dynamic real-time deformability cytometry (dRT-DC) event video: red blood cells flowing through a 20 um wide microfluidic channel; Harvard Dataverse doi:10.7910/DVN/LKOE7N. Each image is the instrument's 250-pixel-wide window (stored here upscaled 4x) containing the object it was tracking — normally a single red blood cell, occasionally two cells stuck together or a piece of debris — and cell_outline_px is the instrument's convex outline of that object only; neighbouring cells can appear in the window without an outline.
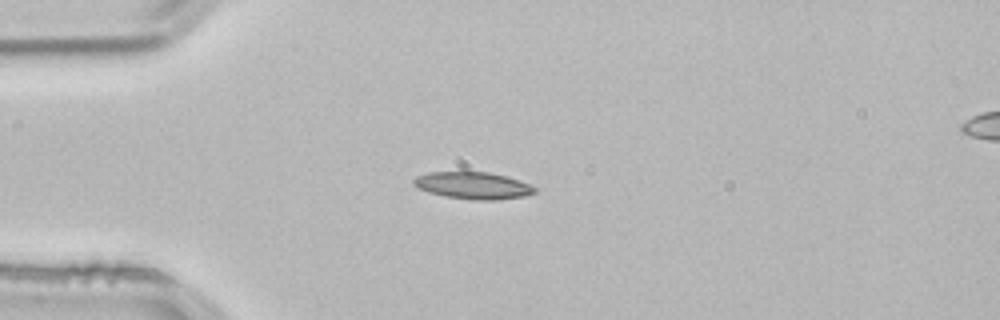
{"species": "common noctule bat (a hibernating species)", "species_latin": "Nyctalus noctula", "temperature_condition": "room temperature", "stored_images_in_passage": 52, "camera_frame_rate_fps": 3000, "um_per_image_px": 0.085, "animal": {"sex": "male", "body_mass_g": 21.5, "forearm_length_mm": 52.0}, "frame": {"image": 1, "passage_image": 13, "time_ms": 4.0, "image_size_px": [1000, 320], "cell_outline_px": [[536, 192], [524, 196], [496, 200], [476, 200], [444, 196], [428, 192], [412, 184], [412, 180], [416, 176], [428, 172], [488, 172], [520, 180], [536, 188]], "centroid_in_image_um": [40.19, 15.77], "position_along_channel_um": 44.8, "area_um2": 18.96}}
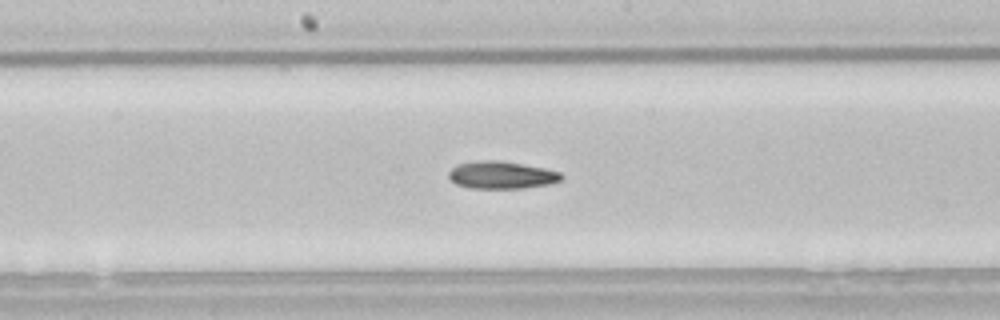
{"frame": {"image": 2, "passage_image": 27, "time_ms": 8.667, "image_size_px": [1000, 320], "cell_outline_px": [[564, 176], [560, 180], [548, 184], [524, 188], [468, 188], [456, 184], [448, 176], [448, 172], [452, 168], [460, 164], [480, 160], [496, 160], [544, 168], [560, 172]], "centroid_in_image_um": [42.62, 14.88], "position_along_channel_um": 205.6, "area_um2": 17.8}}
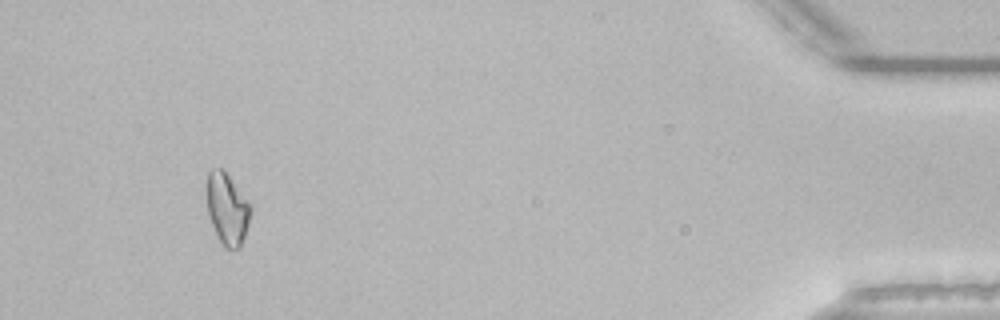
{"frame": {"image": 3, "passage_image": 49, "time_ms": 16.0, "image_size_px": [1000, 320], "cell_outline_px": [[252, 212], [240, 248], [224, 248], [208, 216], [208, 172], [212, 168], [220, 168], [228, 176], [252, 208]], "centroid_in_image_um": [19.32, 17.79], "position_along_channel_um": 415.9, "area_um2": 17.57}, "authors_computed_cell_mechanics": {"area_um2": 17.9758, "velocity_mm_per_s": 3.8489, "shape_relaxation_time_tau1_ms": 6.8871, "shape_relaxation_time_tau2_ms": null, "deformation_change_tau1": 0.1619, "deformation_change_tau2": null}}